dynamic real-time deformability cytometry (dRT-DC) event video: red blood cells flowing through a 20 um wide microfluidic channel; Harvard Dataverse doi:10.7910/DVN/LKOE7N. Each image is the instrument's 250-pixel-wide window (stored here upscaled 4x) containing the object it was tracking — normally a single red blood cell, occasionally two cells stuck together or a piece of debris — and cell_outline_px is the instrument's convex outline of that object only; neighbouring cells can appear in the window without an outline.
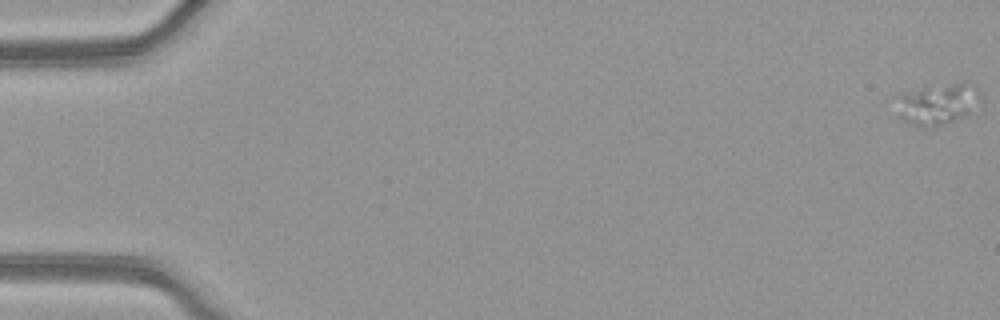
{"species": "common noctule bat (a hibernating species)", "species_latin": "Nyctalus noctula", "temperature_condition": "warm", "stored_images_in_passage": 18, "camera_frame_rate_fps": 3000, "um_per_image_px": 0.085, "animal": {"sex": "female", "body_mass_g": 21.9}, "frame": {"image": 1, "passage_image": 1, "time_ms": 0.0, "image_size_px": [1000, 320], "cell_outline_px": [[980, 96], [968, 116], [932, 128], [920, 128], [908, 124], [900, 120], [900, 96], [904, 92], [964, 80], [976, 84], [980, 92]], "centroid_in_image_um": [79.77, 8.85], "position_along_channel_um": 5.2, "area_um2": 20.35}}
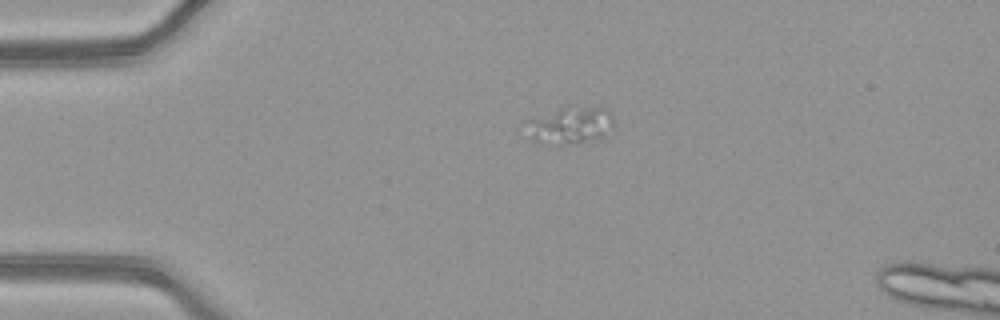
{"frame": {"image": 2, "passage_image": 13, "time_ms": 4.0, "image_size_px": [1000, 320], "cell_outline_px": [[612, 124], [604, 136], [600, 140], [560, 148], [532, 140], [524, 120], [556, 112], [588, 108], [604, 108], [608, 112], [612, 120]], "centroid_in_image_um": [48.44, 10.8], "position_along_channel_um": 36.6, "area_um2": 18.5}}